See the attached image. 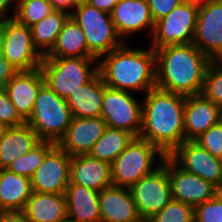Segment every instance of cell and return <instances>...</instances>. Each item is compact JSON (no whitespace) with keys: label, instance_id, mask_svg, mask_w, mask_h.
<instances>
[{"label":"cell","instance_id":"b9f144b4","mask_svg":"<svg viewBox=\"0 0 222 222\" xmlns=\"http://www.w3.org/2000/svg\"><path fill=\"white\" fill-rule=\"evenodd\" d=\"M12 3H13V0H0V19L7 18V16H8V18H14L13 15L9 16V14H8V10L10 12L9 8Z\"/></svg>","mask_w":222,"mask_h":222},{"label":"cell","instance_id":"4316f807","mask_svg":"<svg viewBox=\"0 0 222 222\" xmlns=\"http://www.w3.org/2000/svg\"><path fill=\"white\" fill-rule=\"evenodd\" d=\"M96 58L89 50L81 27L71 18L65 22L52 49L44 58Z\"/></svg>","mask_w":222,"mask_h":222},{"label":"cell","instance_id":"681fc988","mask_svg":"<svg viewBox=\"0 0 222 222\" xmlns=\"http://www.w3.org/2000/svg\"><path fill=\"white\" fill-rule=\"evenodd\" d=\"M140 222H149V220L142 219Z\"/></svg>","mask_w":222,"mask_h":222},{"label":"cell","instance_id":"4dcf8cb0","mask_svg":"<svg viewBox=\"0 0 222 222\" xmlns=\"http://www.w3.org/2000/svg\"><path fill=\"white\" fill-rule=\"evenodd\" d=\"M54 10L49 0H26L16 5L14 18L19 23L31 27Z\"/></svg>","mask_w":222,"mask_h":222},{"label":"cell","instance_id":"8992f818","mask_svg":"<svg viewBox=\"0 0 222 222\" xmlns=\"http://www.w3.org/2000/svg\"><path fill=\"white\" fill-rule=\"evenodd\" d=\"M162 163L166 155L149 141L135 137L127 148L111 163V178L114 186L131 188L141 178L153 173L155 157Z\"/></svg>","mask_w":222,"mask_h":222},{"label":"cell","instance_id":"5bb4252c","mask_svg":"<svg viewBox=\"0 0 222 222\" xmlns=\"http://www.w3.org/2000/svg\"><path fill=\"white\" fill-rule=\"evenodd\" d=\"M169 157L184 171L213 185L222 180V159L210 154L195 140H185Z\"/></svg>","mask_w":222,"mask_h":222},{"label":"cell","instance_id":"60d3db41","mask_svg":"<svg viewBox=\"0 0 222 222\" xmlns=\"http://www.w3.org/2000/svg\"><path fill=\"white\" fill-rule=\"evenodd\" d=\"M80 0H49L53 8L56 10L68 11L70 8H75Z\"/></svg>","mask_w":222,"mask_h":222},{"label":"cell","instance_id":"8fae6325","mask_svg":"<svg viewBox=\"0 0 222 222\" xmlns=\"http://www.w3.org/2000/svg\"><path fill=\"white\" fill-rule=\"evenodd\" d=\"M142 106L129 91L109 88L104 83L101 117L108 127L126 130L139 137Z\"/></svg>","mask_w":222,"mask_h":222},{"label":"cell","instance_id":"7bdbcfd3","mask_svg":"<svg viewBox=\"0 0 222 222\" xmlns=\"http://www.w3.org/2000/svg\"><path fill=\"white\" fill-rule=\"evenodd\" d=\"M214 198L222 202V180L215 185Z\"/></svg>","mask_w":222,"mask_h":222},{"label":"cell","instance_id":"603a6c76","mask_svg":"<svg viewBox=\"0 0 222 222\" xmlns=\"http://www.w3.org/2000/svg\"><path fill=\"white\" fill-rule=\"evenodd\" d=\"M67 217L75 222H101L99 192L79 184L65 191Z\"/></svg>","mask_w":222,"mask_h":222},{"label":"cell","instance_id":"2e32d148","mask_svg":"<svg viewBox=\"0 0 222 222\" xmlns=\"http://www.w3.org/2000/svg\"><path fill=\"white\" fill-rule=\"evenodd\" d=\"M107 127L102 117H73L65 135L57 145L68 155H87Z\"/></svg>","mask_w":222,"mask_h":222},{"label":"cell","instance_id":"5b68a950","mask_svg":"<svg viewBox=\"0 0 222 222\" xmlns=\"http://www.w3.org/2000/svg\"><path fill=\"white\" fill-rule=\"evenodd\" d=\"M72 113L66 99L60 98L44 84L35 100L30 118L26 123L42 141L58 143L72 121Z\"/></svg>","mask_w":222,"mask_h":222},{"label":"cell","instance_id":"ba28073f","mask_svg":"<svg viewBox=\"0 0 222 222\" xmlns=\"http://www.w3.org/2000/svg\"><path fill=\"white\" fill-rule=\"evenodd\" d=\"M199 5L183 2L170 14L155 22L152 48L185 45L193 42Z\"/></svg>","mask_w":222,"mask_h":222},{"label":"cell","instance_id":"d6986e66","mask_svg":"<svg viewBox=\"0 0 222 222\" xmlns=\"http://www.w3.org/2000/svg\"><path fill=\"white\" fill-rule=\"evenodd\" d=\"M101 222H140L129 188L109 186L99 192Z\"/></svg>","mask_w":222,"mask_h":222},{"label":"cell","instance_id":"cb8c5ba5","mask_svg":"<svg viewBox=\"0 0 222 222\" xmlns=\"http://www.w3.org/2000/svg\"><path fill=\"white\" fill-rule=\"evenodd\" d=\"M22 211L29 222H60L67 218L65 193L32 191Z\"/></svg>","mask_w":222,"mask_h":222},{"label":"cell","instance_id":"ffe728a7","mask_svg":"<svg viewBox=\"0 0 222 222\" xmlns=\"http://www.w3.org/2000/svg\"><path fill=\"white\" fill-rule=\"evenodd\" d=\"M110 15L121 39L149 27L153 34L155 22L146 0H119Z\"/></svg>","mask_w":222,"mask_h":222},{"label":"cell","instance_id":"83f0119b","mask_svg":"<svg viewBox=\"0 0 222 222\" xmlns=\"http://www.w3.org/2000/svg\"><path fill=\"white\" fill-rule=\"evenodd\" d=\"M72 11L54 10L40 22L30 27L34 46L45 56L54 46ZM42 47V48H41ZM41 49V50H40Z\"/></svg>","mask_w":222,"mask_h":222},{"label":"cell","instance_id":"f6af8a7d","mask_svg":"<svg viewBox=\"0 0 222 222\" xmlns=\"http://www.w3.org/2000/svg\"><path fill=\"white\" fill-rule=\"evenodd\" d=\"M183 1L193 3V4H196V5H202V4L207 3L210 0H183Z\"/></svg>","mask_w":222,"mask_h":222},{"label":"cell","instance_id":"6da1fadb","mask_svg":"<svg viewBox=\"0 0 222 222\" xmlns=\"http://www.w3.org/2000/svg\"><path fill=\"white\" fill-rule=\"evenodd\" d=\"M142 106L139 137L156 145L169 156L185 141L184 107L186 96L157 87L146 93Z\"/></svg>","mask_w":222,"mask_h":222},{"label":"cell","instance_id":"f35d334b","mask_svg":"<svg viewBox=\"0 0 222 222\" xmlns=\"http://www.w3.org/2000/svg\"><path fill=\"white\" fill-rule=\"evenodd\" d=\"M0 222H29L23 211H0Z\"/></svg>","mask_w":222,"mask_h":222},{"label":"cell","instance_id":"ac0fdd59","mask_svg":"<svg viewBox=\"0 0 222 222\" xmlns=\"http://www.w3.org/2000/svg\"><path fill=\"white\" fill-rule=\"evenodd\" d=\"M221 107L202 94L186 96L184 107L185 140H196L221 122Z\"/></svg>","mask_w":222,"mask_h":222},{"label":"cell","instance_id":"7a4b0ae2","mask_svg":"<svg viewBox=\"0 0 222 222\" xmlns=\"http://www.w3.org/2000/svg\"><path fill=\"white\" fill-rule=\"evenodd\" d=\"M156 87L184 96L201 94L211 60L193 43L155 50Z\"/></svg>","mask_w":222,"mask_h":222},{"label":"cell","instance_id":"d590c367","mask_svg":"<svg viewBox=\"0 0 222 222\" xmlns=\"http://www.w3.org/2000/svg\"><path fill=\"white\" fill-rule=\"evenodd\" d=\"M195 222H222V202L211 198L194 208Z\"/></svg>","mask_w":222,"mask_h":222},{"label":"cell","instance_id":"7c38bea8","mask_svg":"<svg viewBox=\"0 0 222 222\" xmlns=\"http://www.w3.org/2000/svg\"><path fill=\"white\" fill-rule=\"evenodd\" d=\"M192 43L210 60H222V0L199 5Z\"/></svg>","mask_w":222,"mask_h":222},{"label":"cell","instance_id":"ab89813d","mask_svg":"<svg viewBox=\"0 0 222 222\" xmlns=\"http://www.w3.org/2000/svg\"><path fill=\"white\" fill-rule=\"evenodd\" d=\"M85 1L92 6H95L99 10L105 11L110 14L119 0H85Z\"/></svg>","mask_w":222,"mask_h":222},{"label":"cell","instance_id":"9c48e42d","mask_svg":"<svg viewBox=\"0 0 222 222\" xmlns=\"http://www.w3.org/2000/svg\"><path fill=\"white\" fill-rule=\"evenodd\" d=\"M4 28V58L19 71H31L41 66L44 56L34 46L30 27L15 18H1Z\"/></svg>","mask_w":222,"mask_h":222},{"label":"cell","instance_id":"d4e9b609","mask_svg":"<svg viewBox=\"0 0 222 222\" xmlns=\"http://www.w3.org/2000/svg\"><path fill=\"white\" fill-rule=\"evenodd\" d=\"M104 95V81L98 73L90 82L72 92L66 99L73 117H101Z\"/></svg>","mask_w":222,"mask_h":222},{"label":"cell","instance_id":"277c9868","mask_svg":"<svg viewBox=\"0 0 222 222\" xmlns=\"http://www.w3.org/2000/svg\"><path fill=\"white\" fill-rule=\"evenodd\" d=\"M98 58L61 57L43 58L40 66L45 84L60 98L67 99L72 92L90 82L99 73ZM92 69V70H91Z\"/></svg>","mask_w":222,"mask_h":222},{"label":"cell","instance_id":"30bf717a","mask_svg":"<svg viewBox=\"0 0 222 222\" xmlns=\"http://www.w3.org/2000/svg\"><path fill=\"white\" fill-rule=\"evenodd\" d=\"M142 219L148 220L172 200L171 183L167 171V156L151 174L141 178L130 188Z\"/></svg>","mask_w":222,"mask_h":222},{"label":"cell","instance_id":"4fadbf2b","mask_svg":"<svg viewBox=\"0 0 222 222\" xmlns=\"http://www.w3.org/2000/svg\"><path fill=\"white\" fill-rule=\"evenodd\" d=\"M70 167L71 156L56 144L31 177L32 191L65 193L70 183Z\"/></svg>","mask_w":222,"mask_h":222},{"label":"cell","instance_id":"e575fe53","mask_svg":"<svg viewBox=\"0 0 222 222\" xmlns=\"http://www.w3.org/2000/svg\"><path fill=\"white\" fill-rule=\"evenodd\" d=\"M213 156L222 159V122L212 126L196 140Z\"/></svg>","mask_w":222,"mask_h":222},{"label":"cell","instance_id":"7dc6e473","mask_svg":"<svg viewBox=\"0 0 222 222\" xmlns=\"http://www.w3.org/2000/svg\"><path fill=\"white\" fill-rule=\"evenodd\" d=\"M60 222H75L74 220L69 219L68 217Z\"/></svg>","mask_w":222,"mask_h":222},{"label":"cell","instance_id":"7402d4cb","mask_svg":"<svg viewBox=\"0 0 222 222\" xmlns=\"http://www.w3.org/2000/svg\"><path fill=\"white\" fill-rule=\"evenodd\" d=\"M41 141L27 123L6 127L0 134V169H7L12 162L28 153Z\"/></svg>","mask_w":222,"mask_h":222},{"label":"cell","instance_id":"ee69618b","mask_svg":"<svg viewBox=\"0 0 222 222\" xmlns=\"http://www.w3.org/2000/svg\"><path fill=\"white\" fill-rule=\"evenodd\" d=\"M4 41H5L4 28H3V25L0 23V55L3 54Z\"/></svg>","mask_w":222,"mask_h":222},{"label":"cell","instance_id":"bcb514c9","mask_svg":"<svg viewBox=\"0 0 222 222\" xmlns=\"http://www.w3.org/2000/svg\"><path fill=\"white\" fill-rule=\"evenodd\" d=\"M6 127L3 125V123H1L0 121V134L3 132V130L5 129Z\"/></svg>","mask_w":222,"mask_h":222},{"label":"cell","instance_id":"52a82bcc","mask_svg":"<svg viewBox=\"0 0 222 222\" xmlns=\"http://www.w3.org/2000/svg\"><path fill=\"white\" fill-rule=\"evenodd\" d=\"M74 9L70 17L81 27L87 40L88 50L99 61L103 55L124 44L109 13L99 10L85 0L79 1Z\"/></svg>","mask_w":222,"mask_h":222},{"label":"cell","instance_id":"f1b7e54d","mask_svg":"<svg viewBox=\"0 0 222 222\" xmlns=\"http://www.w3.org/2000/svg\"><path fill=\"white\" fill-rule=\"evenodd\" d=\"M134 138L135 136L126 130L107 126L103 135L94 144L89 155L111 164Z\"/></svg>","mask_w":222,"mask_h":222},{"label":"cell","instance_id":"e0dca14e","mask_svg":"<svg viewBox=\"0 0 222 222\" xmlns=\"http://www.w3.org/2000/svg\"><path fill=\"white\" fill-rule=\"evenodd\" d=\"M45 84L41 68L31 71H19L5 85L10 100L19 115L27 121L34 109L35 100L41 87Z\"/></svg>","mask_w":222,"mask_h":222},{"label":"cell","instance_id":"3957f363","mask_svg":"<svg viewBox=\"0 0 222 222\" xmlns=\"http://www.w3.org/2000/svg\"><path fill=\"white\" fill-rule=\"evenodd\" d=\"M103 56L99 73L107 87L145 94L156 87V53L152 47L130 49L123 44Z\"/></svg>","mask_w":222,"mask_h":222},{"label":"cell","instance_id":"d6a6232c","mask_svg":"<svg viewBox=\"0 0 222 222\" xmlns=\"http://www.w3.org/2000/svg\"><path fill=\"white\" fill-rule=\"evenodd\" d=\"M148 220L149 222H195L194 207L172 199Z\"/></svg>","mask_w":222,"mask_h":222},{"label":"cell","instance_id":"1f68e13d","mask_svg":"<svg viewBox=\"0 0 222 222\" xmlns=\"http://www.w3.org/2000/svg\"><path fill=\"white\" fill-rule=\"evenodd\" d=\"M201 94L222 108V60H211Z\"/></svg>","mask_w":222,"mask_h":222},{"label":"cell","instance_id":"836d02e7","mask_svg":"<svg viewBox=\"0 0 222 222\" xmlns=\"http://www.w3.org/2000/svg\"><path fill=\"white\" fill-rule=\"evenodd\" d=\"M0 121L5 127H17L26 123L4 88H0Z\"/></svg>","mask_w":222,"mask_h":222},{"label":"cell","instance_id":"9a60e30c","mask_svg":"<svg viewBox=\"0 0 222 222\" xmlns=\"http://www.w3.org/2000/svg\"><path fill=\"white\" fill-rule=\"evenodd\" d=\"M167 171L171 183L172 199L194 208L214 198L215 185L205 179L184 171L167 156Z\"/></svg>","mask_w":222,"mask_h":222},{"label":"cell","instance_id":"484cf974","mask_svg":"<svg viewBox=\"0 0 222 222\" xmlns=\"http://www.w3.org/2000/svg\"><path fill=\"white\" fill-rule=\"evenodd\" d=\"M31 193L30 178L0 169V211H22Z\"/></svg>","mask_w":222,"mask_h":222},{"label":"cell","instance_id":"c3c4849f","mask_svg":"<svg viewBox=\"0 0 222 222\" xmlns=\"http://www.w3.org/2000/svg\"><path fill=\"white\" fill-rule=\"evenodd\" d=\"M23 1H26V0H16L15 2L17 3V5Z\"/></svg>","mask_w":222,"mask_h":222},{"label":"cell","instance_id":"8d00e7d4","mask_svg":"<svg viewBox=\"0 0 222 222\" xmlns=\"http://www.w3.org/2000/svg\"><path fill=\"white\" fill-rule=\"evenodd\" d=\"M154 22L170 14L183 0H146Z\"/></svg>","mask_w":222,"mask_h":222},{"label":"cell","instance_id":"74e56055","mask_svg":"<svg viewBox=\"0 0 222 222\" xmlns=\"http://www.w3.org/2000/svg\"><path fill=\"white\" fill-rule=\"evenodd\" d=\"M16 73L14 67L0 55V88H4Z\"/></svg>","mask_w":222,"mask_h":222},{"label":"cell","instance_id":"f546056e","mask_svg":"<svg viewBox=\"0 0 222 222\" xmlns=\"http://www.w3.org/2000/svg\"><path fill=\"white\" fill-rule=\"evenodd\" d=\"M55 145L56 143L52 141H41L28 153L12 162L7 170L31 179L37 168L42 164L45 155Z\"/></svg>","mask_w":222,"mask_h":222},{"label":"cell","instance_id":"44dd1931","mask_svg":"<svg viewBox=\"0 0 222 222\" xmlns=\"http://www.w3.org/2000/svg\"><path fill=\"white\" fill-rule=\"evenodd\" d=\"M100 192L112 186L111 164L89 154L71 157L70 183Z\"/></svg>","mask_w":222,"mask_h":222}]
</instances>
